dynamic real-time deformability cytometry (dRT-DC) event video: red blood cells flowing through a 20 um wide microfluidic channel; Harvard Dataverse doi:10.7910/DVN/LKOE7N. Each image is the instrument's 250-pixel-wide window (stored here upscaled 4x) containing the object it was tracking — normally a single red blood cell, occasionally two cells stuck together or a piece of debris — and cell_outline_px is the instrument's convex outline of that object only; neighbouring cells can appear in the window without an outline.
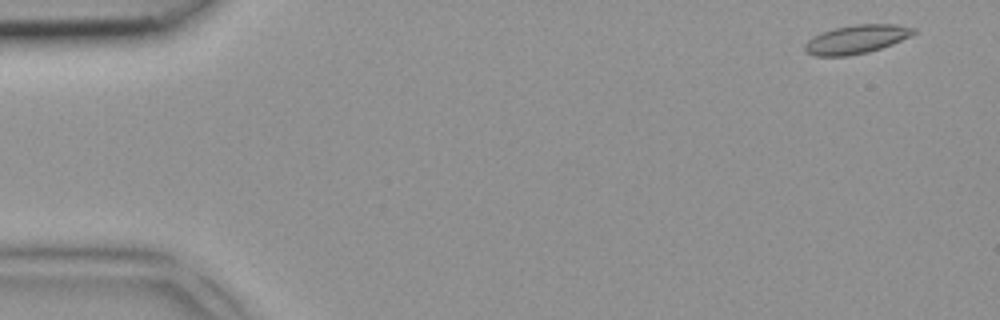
{"species": "common noctule bat (a hibernating species)", "species_latin": "Nyctalus noctula", "temperature_condition": "room temperature", "stored_images_in_passage": 4, "camera_frame_rate_fps": 3000, "um_per_image_px": 0.085, "animal": {"sex": "female", "body_mass_g": 18.4}, "frame": {"image": 1, "passage_image": 1, "time_ms": 0.0, "image_size_px": [1000, 320], "cell_outline_px": [[916, 32], [912, 36], [892, 44], [868, 52], [848, 56], [816, 56], [804, 52], [804, 44], [808, 40], [820, 32], [832, 28], [856, 24], [896, 24], [916, 28]], "centroid_in_image_um": [72.79, 3.33], "position_along_channel_um": 12.2, "area_um2": 18.38}}
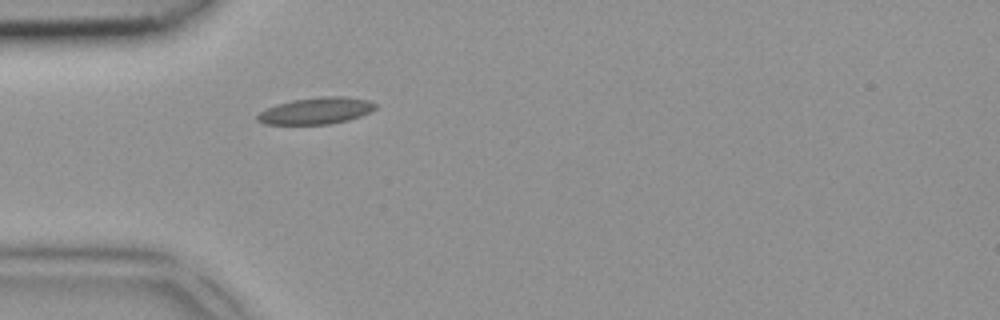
{"frame": {"image": 2, "passage_image": 4, "time_ms": 1.0, "image_size_px": [1000, 320], "cell_outline_px": [[376, 108], [372, 112], [348, 120], [332, 124], [264, 124], [256, 120], [256, 116], [260, 112], [268, 108], [292, 100], [320, 96], [344, 96], [368, 100], [376, 104]], "centroid_in_image_um": [26.9, 9.42], "position_along_channel_um": 58.1, "area_um2": 18.32}}